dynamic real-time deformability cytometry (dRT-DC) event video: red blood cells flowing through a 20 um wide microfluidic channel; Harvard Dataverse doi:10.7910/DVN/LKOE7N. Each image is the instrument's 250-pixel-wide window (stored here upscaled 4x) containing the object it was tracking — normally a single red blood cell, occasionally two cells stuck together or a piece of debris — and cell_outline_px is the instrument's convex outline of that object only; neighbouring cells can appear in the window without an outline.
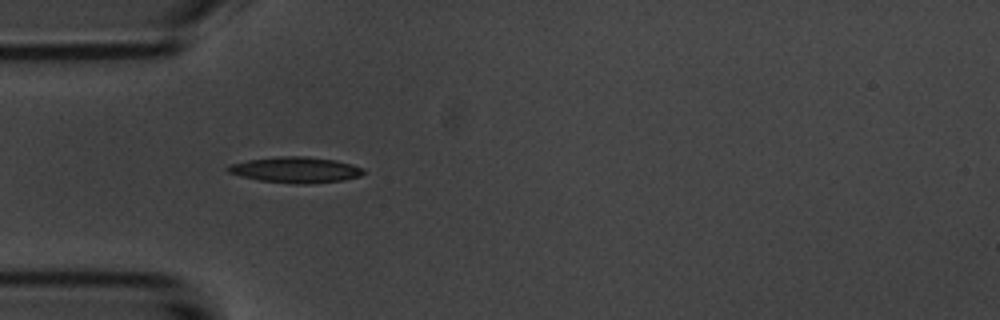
{"species": "common noctule bat (a hibernating species)", "species_latin": "Nyctalus noctula", "temperature_condition": "room temperature", "stored_images_in_passage": 2, "camera_frame_rate_fps": 3000, "um_per_image_px": 0.085, "animal": {"sex": "male", "body_mass_g": 20.1, "forearm_length_mm": 53.5}, "frame": {"image": 1, "passage_image": 1, "time_ms": 0.0, "image_size_px": [1000, 320], "cell_outline_px": [[368, 172], [360, 176], [344, 180], [308, 184], [292, 184], [260, 180], [228, 172], [224, 168], [228, 164], [248, 160], [276, 156], [308, 156], [336, 160], [352, 164], [364, 168]], "centroid_in_image_um": [25.17, 14.43], "position_along_channel_um": 59.8, "area_um2": 20.69}}
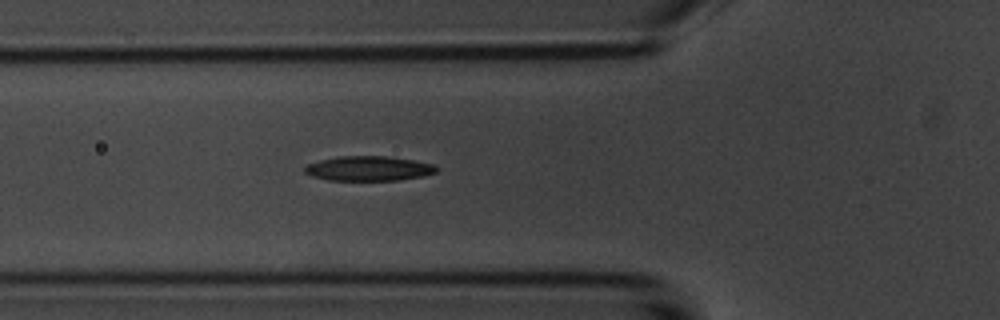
{"frame": {"image": 2, "passage_image": 2, "time_ms": 1.0, "image_size_px": [1000, 320], "cell_outline_px": [[440, 168], [436, 172], [424, 176], [396, 180], [328, 180], [312, 176], [304, 172], [304, 168], [308, 164], [320, 160], [340, 156], [388, 156], [436, 164]], "centroid_in_image_um": [31.37, 14.32], "position_along_channel_um": 94.4, "area_um2": 19.02}}